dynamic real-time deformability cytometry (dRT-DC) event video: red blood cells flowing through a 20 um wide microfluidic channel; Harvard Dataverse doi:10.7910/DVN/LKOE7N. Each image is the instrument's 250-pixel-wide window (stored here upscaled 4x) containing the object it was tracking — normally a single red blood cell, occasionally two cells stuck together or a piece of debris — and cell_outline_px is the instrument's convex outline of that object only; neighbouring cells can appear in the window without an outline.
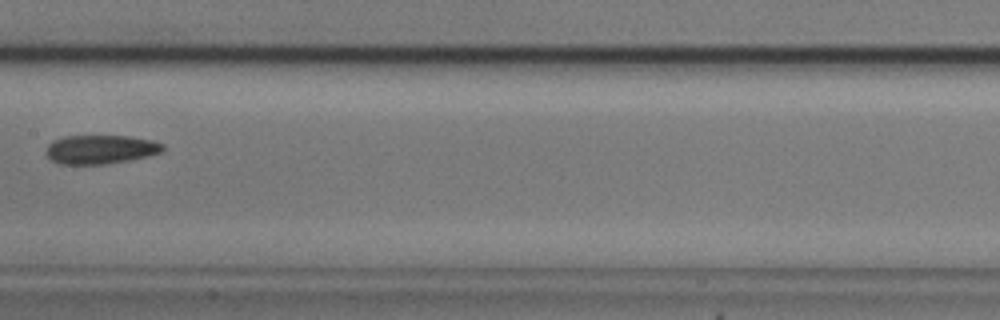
{"species": "common noctule bat (a hibernating species)", "species_latin": "Nyctalus noctula", "temperature_condition": "cold", "stored_images_in_passage": 9, "camera_frame_rate_fps": 3000, "um_per_image_px": 0.085, "animal": {"sex": "male", "body_mass_g": 20.5, "forearm_length_mm": 52.5}, "frame": {"image": 1, "passage_image": 8, "time_ms": 9.333, "image_size_px": [1000, 320], "cell_outline_px": [[164, 152], [148, 156], [128, 160], [104, 164], [60, 164], [52, 160], [44, 152], [48, 144], [52, 140], [64, 136], [128, 136], [152, 140], [164, 144]], "centroid_in_image_um": [8.54, 12.69], "position_along_channel_um": 198.9, "area_um2": 19.77}}